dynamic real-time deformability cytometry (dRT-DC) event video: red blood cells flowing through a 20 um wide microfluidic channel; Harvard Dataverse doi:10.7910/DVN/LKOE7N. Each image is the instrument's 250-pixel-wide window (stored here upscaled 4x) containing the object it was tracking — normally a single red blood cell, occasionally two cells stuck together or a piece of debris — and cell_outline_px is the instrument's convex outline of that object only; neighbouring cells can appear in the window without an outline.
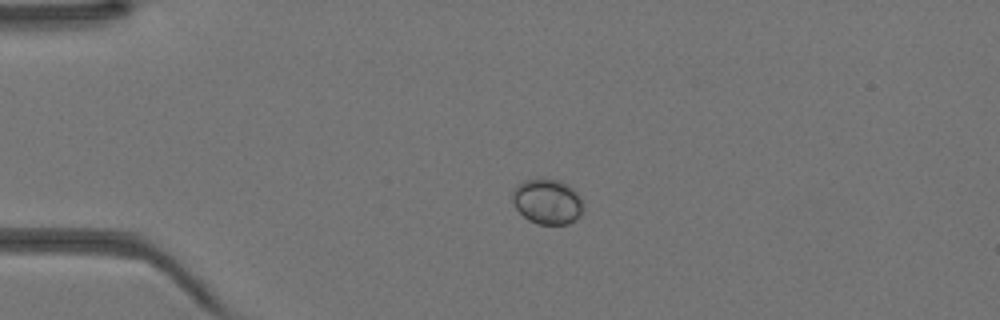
{"species": "Egyptian fruit bat (a non-hibernating species)", "species_latin": "Rousettus aegyptiacus", "temperature_condition": "warm", "stored_images_in_passage": 39, "camera_frame_rate_fps": 3000, "um_per_image_px": 0.085, "animal": {"sex": "female"}, "frame": {"image": 1, "passage_image": 5, "time_ms": 1.333, "image_size_px": [1000, 320], "cell_outline_px": [[584, 208], [580, 216], [576, 220], [568, 224], [536, 224], [528, 220], [516, 208], [512, 200], [512, 192], [524, 180], [536, 176], [540, 176], [560, 180], [568, 184], [580, 196]], "centroid_in_image_um": [46.54, 17.1], "position_along_channel_um": 38.5, "area_um2": 19.13}}
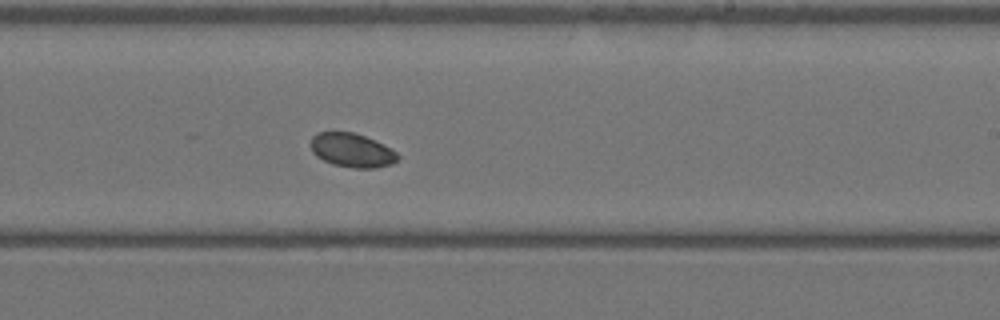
{"frame": {"image": 2, "passage_image": 22, "time_ms": 7.0, "image_size_px": [1000, 320], "cell_outline_px": [[400, 160], [392, 164], [376, 168], [352, 168], [332, 164], [316, 156], [312, 152], [312, 136], [316, 132], [352, 132], [364, 136], [396, 152], [400, 156]], "centroid_in_image_um": [29.91, 12.79], "position_along_channel_um": 259.1, "area_um2": 17.05}}
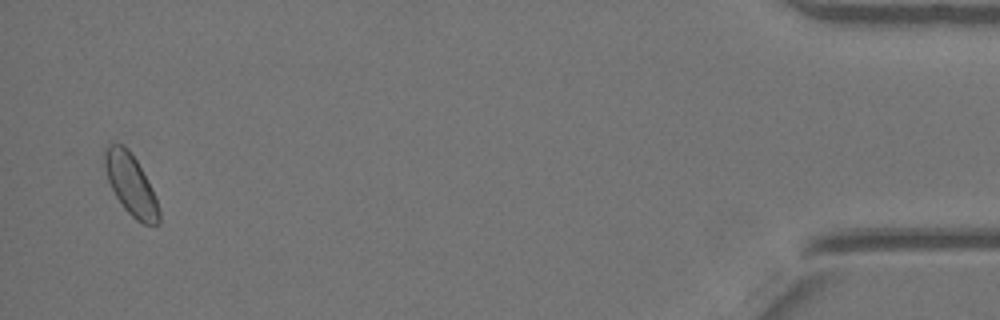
{"frame": {"image": 3, "passage_image": 38, "time_ms": 12.333, "image_size_px": [1000, 320], "cell_outline_px": [[160, 224], [144, 224], [136, 220], [124, 208], [116, 196], [108, 180], [104, 164], [104, 148], [108, 144], [120, 144], [128, 148], [136, 160], [152, 188], [160, 212]], "centroid_in_image_um": [11.12, 15.69], "position_along_channel_um": 424.1, "area_um2": 19.07}}